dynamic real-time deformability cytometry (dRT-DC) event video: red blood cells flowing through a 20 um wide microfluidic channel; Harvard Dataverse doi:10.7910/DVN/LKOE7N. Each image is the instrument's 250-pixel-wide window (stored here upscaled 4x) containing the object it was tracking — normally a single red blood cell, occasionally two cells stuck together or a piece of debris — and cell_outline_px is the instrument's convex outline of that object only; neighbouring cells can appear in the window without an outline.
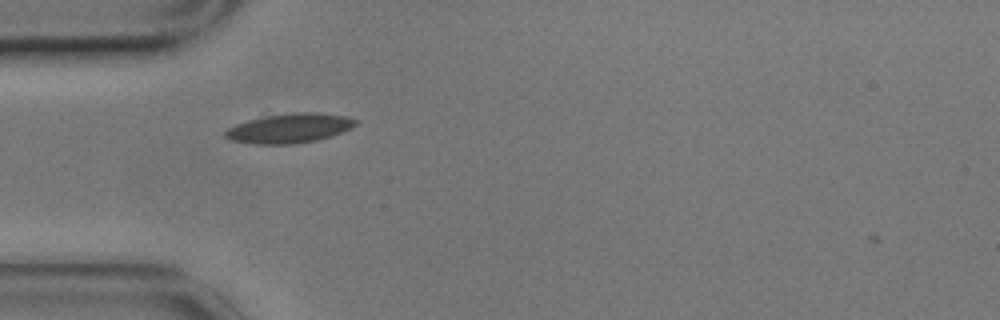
{"species": "common noctule bat (a hibernating species)", "species_latin": "Nyctalus noctula", "temperature_condition": "cold", "stored_images_in_passage": 44, "camera_frame_rate_fps": 3000, "um_per_image_px": 0.085, "animal": {"sex": "male", "body_mass_g": 17.9}, "frame": {"image": 1, "passage_image": 2, "time_ms": 0.333, "image_size_px": [1000, 320], "cell_outline_px": [[356, 124], [352, 128], [316, 140], [292, 144], [252, 144], [232, 140], [224, 136], [224, 132], [228, 128], [236, 124], [248, 120], [264, 116], [296, 112], [320, 112], [344, 116], [356, 120]], "centroid_in_image_um": [24.57, 10.89], "position_along_channel_um": 60.4, "area_um2": 22.2}}
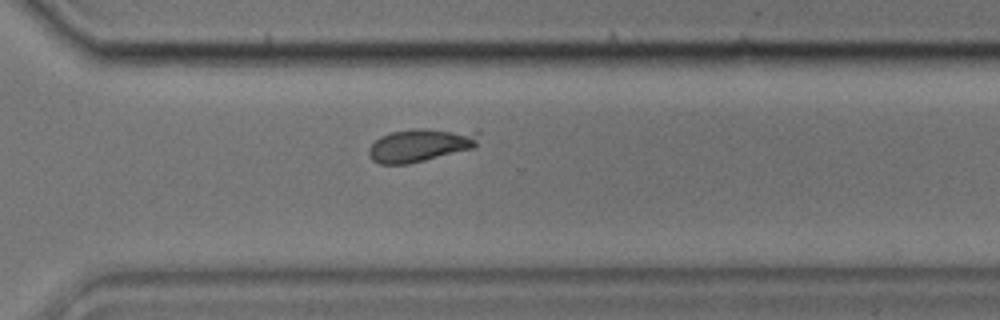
{"frame": {"image": 2, "passage_image": 26, "time_ms": 8.333, "image_size_px": [1000, 320], "cell_outline_px": [[480, 132], [476, 144], [472, 148], [408, 164], [380, 164], [372, 160], [368, 152], [368, 148], [380, 136], [392, 132], [412, 128], [480, 128]], "centroid_in_image_um": [35.81, 12.27], "position_along_channel_um": 334.8, "area_um2": 21.79}}
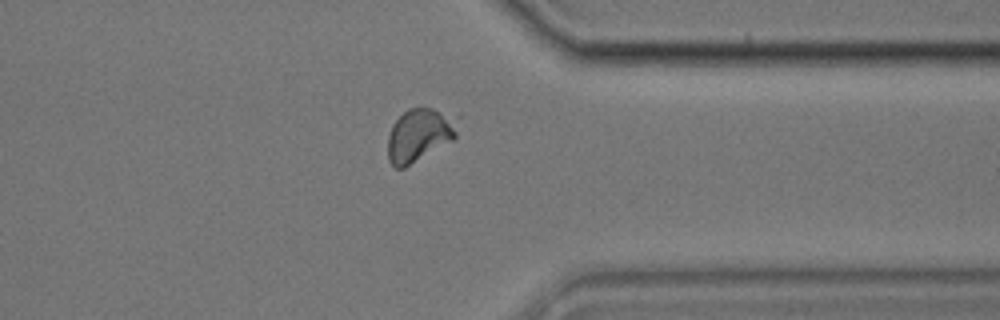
{"frame": {"image": 3, "passage_image": 30, "time_ms": 9.667, "image_size_px": [1000, 320], "cell_outline_px": [[460, 116], [456, 136], [452, 140], [404, 168], [396, 168], [388, 160], [388, 136], [392, 124], [408, 108], [432, 108], [460, 112]], "centroid_in_image_um": [35.72, 11.41], "position_along_channel_um": 375.7, "area_um2": 22.08}, "authors_computed_cell_mechanics": {"area_um2": 20.5479, "velocity_mm_per_s": 3.4518, "shape_relaxation_time_tau1_ms": 3.3035, "shape_relaxation_time_tau2_ms": null, "deformation_change_tau1": 0.0849, "deformation_change_tau2": null}}